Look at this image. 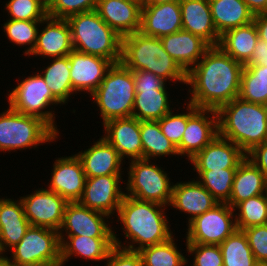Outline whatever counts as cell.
Instances as JSON below:
<instances>
[{
  "label": "cell",
  "mask_w": 267,
  "mask_h": 266,
  "mask_svg": "<svg viewBox=\"0 0 267 266\" xmlns=\"http://www.w3.org/2000/svg\"><path fill=\"white\" fill-rule=\"evenodd\" d=\"M238 97L252 103L267 104V66L244 65Z\"/></svg>",
  "instance_id": "cell-35"
},
{
  "label": "cell",
  "mask_w": 267,
  "mask_h": 266,
  "mask_svg": "<svg viewBox=\"0 0 267 266\" xmlns=\"http://www.w3.org/2000/svg\"><path fill=\"white\" fill-rule=\"evenodd\" d=\"M135 95L131 70L118 62L112 64L101 84L89 96L99 107L104 124L111 119L132 117Z\"/></svg>",
  "instance_id": "cell-6"
},
{
  "label": "cell",
  "mask_w": 267,
  "mask_h": 266,
  "mask_svg": "<svg viewBox=\"0 0 267 266\" xmlns=\"http://www.w3.org/2000/svg\"><path fill=\"white\" fill-rule=\"evenodd\" d=\"M40 25L41 21L8 19L3 25V30L10 43H14L19 47L28 46L24 51V56H29L36 45Z\"/></svg>",
  "instance_id": "cell-40"
},
{
  "label": "cell",
  "mask_w": 267,
  "mask_h": 266,
  "mask_svg": "<svg viewBox=\"0 0 267 266\" xmlns=\"http://www.w3.org/2000/svg\"><path fill=\"white\" fill-rule=\"evenodd\" d=\"M5 256L6 254L4 255L0 249V263H3L5 261Z\"/></svg>",
  "instance_id": "cell-53"
},
{
  "label": "cell",
  "mask_w": 267,
  "mask_h": 266,
  "mask_svg": "<svg viewBox=\"0 0 267 266\" xmlns=\"http://www.w3.org/2000/svg\"><path fill=\"white\" fill-rule=\"evenodd\" d=\"M42 1L48 4L50 0H42Z\"/></svg>",
  "instance_id": "cell-55"
},
{
  "label": "cell",
  "mask_w": 267,
  "mask_h": 266,
  "mask_svg": "<svg viewBox=\"0 0 267 266\" xmlns=\"http://www.w3.org/2000/svg\"><path fill=\"white\" fill-rule=\"evenodd\" d=\"M180 30H182L180 1L142 5L140 32L143 35L161 38Z\"/></svg>",
  "instance_id": "cell-22"
},
{
  "label": "cell",
  "mask_w": 267,
  "mask_h": 266,
  "mask_svg": "<svg viewBox=\"0 0 267 266\" xmlns=\"http://www.w3.org/2000/svg\"><path fill=\"white\" fill-rule=\"evenodd\" d=\"M48 190L59 194L68 202H76L82 197L86 175L76 154L57 158L51 169Z\"/></svg>",
  "instance_id": "cell-17"
},
{
  "label": "cell",
  "mask_w": 267,
  "mask_h": 266,
  "mask_svg": "<svg viewBox=\"0 0 267 266\" xmlns=\"http://www.w3.org/2000/svg\"><path fill=\"white\" fill-rule=\"evenodd\" d=\"M254 14L267 13V0H243Z\"/></svg>",
  "instance_id": "cell-51"
},
{
  "label": "cell",
  "mask_w": 267,
  "mask_h": 266,
  "mask_svg": "<svg viewBox=\"0 0 267 266\" xmlns=\"http://www.w3.org/2000/svg\"><path fill=\"white\" fill-rule=\"evenodd\" d=\"M223 266H257L243 230L236 229L220 245Z\"/></svg>",
  "instance_id": "cell-36"
},
{
  "label": "cell",
  "mask_w": 267,
  "mask_h": 266,
  "mask_svg": "<svg viewBox=\"0 0 267 266\" xmlns=\"http://www.w3.org/2000/svg\"><path fill=\"white\" fill-rule=\"evenodd\" d=\"M53 59V60H52ZM50 64L40 69V75L43 77L46 85L49 87L52 95L62 104L69 101L68 99L75 94L70 79V62L69 57L51 58ZM42 71V72H41ZM72 95V96H71Z\"/></svg>",
  "instance_id": "cell-33"
},
{
  "label": "cell",
  "mask_w": 267,
  "mask_h": 266,
  "mask_svg": "<svg viewBox=\"0 0 267 266\" xmlns=\"http://www.w3.org/2000/svg\"><path fill=\"white\" fill-rule=\"evenodd\" d=\"M166 207L156 202L141 201L125 195L116 216L117 221L123 225L121 228L125 238L130 241L126 239L125 245L113 231L114 246L140 251L144 247L168 241L174 235L164 210Z\"/></svg>",
  "instance_id": "cell-2"
},
{
  "label": "cell",
  "mask_w": 267,
  "mask_h": 266,
  "mask_svg": "<svg viewBox=\"0 0 267 266\" xmlns=\"http://www.w3.org/2000/svg\"><path fill=\"white\" fill-rule=\"evenodd\" d=\"M186 251L193 255L191 266H223V256L219 245L186 243Z\"/></svg>",
  "instance_id": "cell-43"
},
{
  "label": "cell",
  "mask_w": 267,
  "mask_h": 266,
  "mask_svg": "<svg viewBox=\"0 0 267 266\" xmlns=\"http://www.w3.org/2000/svg\"><path fill=\"white\" fill-rule=\"evenodd\" d=\"M68 57L71 85L75 93L86 91L91 95L101 84L113 64L111 60L81 53L74 49L68 54Z\"/></svg>",
  "instance_id": "cell-16"
},
{
  "label": "cell",
  "mask_w": 267,
  "mask_h": 266,
  "mask_svg": "<svg viewBox=\"0 0 267 266\" xmlns=\"http://www.w3.org/2000/svg\"><path fill=\"white\" fill-rule=\"evenodd\" d=\"M105 266H143V260L138 251L114 246L107 257Z\"/></svg>",
  "instance_id": "cell-46"
},
{
  "label": "cell",
  "mask_w": 267,
  "mask_h": 266,
  "mask_svg": "<svg viewBox=\"0 0 267 266\" xmlns=\"http://www.w3.org/2000/svg\"><path fill=\"white\" fill-rule=\"evenodd\" d=\"M243 69L242 63L219 46H211L186 73V86L191 87L187 102L197 108L218 110L238 97Z\"/></svg>",
  "instance_id": "cell-1"
},
{
  "label": "cell",
  "mask_w": 267,
  "mask_h": 266,
  "mask_svg": "<svg viewBox=\"0 0 267 266\" xmlns=\"http://www.w3.org/2000/svg\"><path fill=\"white\" fill-rule=\"evenodd\" d=\"M10 253L12 259L5 256L9 266H61L59 232L30 225Z\"/></svg>",
  "instance_id": "cell-8"
},
{
  "label": "cell",
  "mask_w": 267,
  "mask_h": 266,
  "mask_svg": "<svg viewBox=\"0 0 267 266\" xmlns=\"http://www.w3.org/2000/svg\"><path fill=\"white\" fill-rule=\"evenodd\" d=\"M98 0H50L47 16L67 19L72 15L96 10Z\"/></svg>",
  "instance_id": "cell-42"
},
{
  "label": "cell",
  "mask_w": 267,
  "mask_h": 266,
  "mask_svg": "<svg viewBox=\"0 0 267 266\" xmlns=\"http://www.w3.org/2000/svg\"><path fill=\"white\" fill-rule=\"evenodd\" d=\"M122 175H103L86 178L79 203L89 209L102 212L109 217L117 214L125 192L122 191Z\"/></svg>",
  "instance_id": "cell-15"
},
{
  "label": "cell",
  "mask_w": 267,
  "mask_h": 266,
  "mask_svg": "<svg viewBox=\"0 0 267 266\" xmlns=\"http://www.w3.org/2000/svg\"><path fill=\"white\" fill-rule=\"evenodd\" d=\"M140 137L143 147V159L152 160L166 156H179L177 148L162 133L158 121H140Z\"/></svg>",
  "instance_id": "cell-34"
},
{
  "label": "cell",
  "mask_w": 267,
  "mask_h": 266,
  "mask_svg": "<svg viewBox=\"0 0 267 266\" xmlns=\"http://www.w3.org/2000/svg\"><path fill=\"white\" fill-rule=\"evenodd\" d=\"M258 40V30L252 21L247 25L225 31L220 35L218 46L234 60L245 65L251 59Z\"/></svg>",
  "instance_id": "cell-30"
},
{
  "label": "cell",
  "mask_w": 267,
  "mask_h": 266,
  "mask_svg": "<svg viewBox=\"0 0 267 266\" xmlns=\"http://www.w3.org/2000/svg\"><path fill=\"white\" fill-rule=\"evenodd\" d=\"M59 240L61 266H64L72 256L91 261H106L110 250L114 247L113 238H93L77 235L59 237Z\"/></svg>",
  "instance_id": "cell-28"
},
{
  "label": "cell",
  "mask_w": 267,
  "mask_h": 266,
  "mask_svg": "<svg viewBox=\"0 0 267 266\" xmlns=\"http://www.w3.org/2000/svg\"><path fill=\"white\" fill-rule=\"evenodd\" d=\"M29 227L21 199L0 198V249L3 254L21 241Z\"/></svg>",
  "instance_id": "cell-26"
},
{
  "label": "cell",
  "mask_w": 267,
  "mask_h": 266,
  "mask_svg": "<svg viewBox=\"0 0 267 266\" xmlns=\"http://www.w3.org/2000/svg\"><path fill=\"white\" fill-rule=\"evenodd\" d=\"M246 154L219 134L190 160L194 171L237 169Z\"/></svg>",
  "instance_id": "cell-18"
},
{
  "label": "cell",
  "mask_w": 267,
  "mask_h": 266,
  "mask_svg": "<svg viewBox=\"0 0 267 266\" xmlns=\"http://www.w3.org/2000/svg\"><path fill=\"white\" fill-rule=\"evenodd\" d=\"M185 104L188 110L187 127L177 150L179 156H187L188 161L219 134V128L217 110L197 108L189 102Z\"/></svg>",
  "instance_id": "cell-12"
},
{
  "label": "cell",
  "mask_w": 267,
  "mask_h": 266,
  "mask_svg": "<svg viewBox=\"0 0 267 266\" xmlns=\"http://www.w3.org/2000/svg\"><path fill=\"white\" fill-rule=\"evenodd\" d=\"M42 25L43 28L38 30L36 45L29 56H43V59L67 56L73 50L71 30L67 20L46 16L41 21Z\"/></svg>",
  "instance_id": "cell-21"
},
{
  "label": "cell",
  "mask_w": 267,
  "mask_h": 266,
  "mask_svg": "<svg viewBox=\"0 0 267 266\" xmlns=\"http://www.w3.org/2000/svg\"><path fill=\"white\" fill-rule=\"evenodd\" d=\"M235 172L236 169L196 171V179L218 203H226L232 192Z\"/></svg>",
  "instance_id": "cell-39"
},
{
  "label": "cell",
  "mask_w": 267,
  "mask_h": 266,
  "mask_svg": "<svg viewBox=\"0 0 267 266\" xmlns=\"http://www.w3.org/2000/svg\"><path fill=\"white\" fill-rule=\"evenodd\" d=\"M235 222L238 230L251 226L267 224L266 193L243 200L234 207ZM238 211V213H236Z\"/></svg>",
  "instance_id": "cell-38"
},
{
  "label": "cell",
  "mask_w": 267,
  "mask_h": 266,
  "mask_svg": "<svg viewBox=\"0 0 267 266\" xmlns=\"http://www.w3.org/2000/svg\"><path fill=\"white\" fill-rule=\"evenodd\" d=\"M5 5L9 19L42 21L47 16V4L42 0H8Z\"/></svg>",
  "instance_id": "cell-41"
},
{
  "label": "cell",
  "mask_w": 267,
  "mask_h": 266,
  "mask_svg": "<svg viewBox=\"0 0 267 266\" xmlns=\"http://www.w3.org/2000/svg\"><path fill=\"white\" fill-rule=\"evenodd\" d=\"M131 72L135 82V90H166L168 88L167 81L152 72L144 70H131Z\"/></svg>",
  "instance_id": "cell-47"
},
{
  "label": "cell",
  "mask_w": 267,
  "mask_h": 266,
  "mask_svg": "<svg viewBox=\"0 0 267 266\" xmlns=\"http://www.w3.org/2000/svg\"><path fill=\"white\" fill-rule=\"evenodd\" d=\"M66 20L74 50L113 63L121 62L122 37L100 18L96 10L75 14Z\"/></svg>",
  "instance_id": "cell-5"
},
{
  "label": "cell",
  "mask_w": 267,
  "mask_h": 266,
  "mask_svg": "<svg viewBox=\"0 0 267 266\" xmlns=\"http://www.w3.org/2000/svg\"><path fill=\"white\" fill-rule=\"evenodd\" d=\"M182 30L198 35L211 46H218L220 35L217 33L209 0H180Z\"/></svg>",
  "instance_id": "cell-27"
},
{
  "label": "cell",
  "mask_w": 267,
  "mask_h": 266,
  "mask_svg": "<svg viewBox=\"0 0 267 266\" xmlns=\"http://www.w3.org/2000/svg\"><path fill=\"white\" fill-rule=\"evenodd\" d=\"M165 51L187 73L203 57L211 45L198 35L180 30L160 38Z\"/></svg>",
  "instance_id": "cell-25"
},
{
  "label": "cell",
  "mask_w": 267,
  "mask_h": 266,
  "mask_svg": "<svg viewBox=\"0 0 267 266\" xmlns=\"http://www.w3.org/2000/svg\"><path fill=\"white\" fill-rule=\"evenodd\" d=\"M58 135L41 119L8 108L0 113V151L33 149L52 143Z\"/></svg>",
  "instance_id": "cell-7"
},
{
  "label": "cell",
  "mask_w": 267,
  "mask_h": 266,
  "mask_svg": "<svg viewBox=\"0 0 267 266\" xmlns=\"http://www.w3.org/2000/svg\"><path fill=\"white\" fill-rule=\"evenodd\" d=\"M246 158L259 168L267 181V141L254 146L246 153Z\"/></svg>",
  "instance_id": "cell-48"
},
{
  "label": "cell",
  "mask_w": 267,
  "mask_h": 266,
  "mask_svg": "<svg viewBox=\"0 0 267 266\" xmlns=\"http://www.w3.org/2000/svg\"><path fill=\"white\" fill-rule=\"evenodd\" d=\"M257 266H267V264H258Z\"/></svg>",
  "instance_id": "cell-56"
},
{
  "label": "cell",
  "mask_w": 267,
  "mask_h": 266,
  "mask_svg": "<svg viewBox=\"0 0 267 266\" xmlns=\"http://www.w3.org/2000/svg\"><path fill=\"white\" fill-rule=\"evenodd\" d=\"M234 208L218 203L188 224L186 243L220 245L237 228Z\"/></svg>",
  "instance_id": "cell-11"
},
{
  "label": "cell",
  "mask_w": 267,
  "mask_h": 266,
  "mask_svg": "<svg viewBox=\"0 0 267 266\" xmlns=\"http://www.w3.org/2000/svg\"><path fill=\"white\" fill-rule=\"evenodd\" d=\"M102 135L124 160L143 159V147L140 137V121L135 117L115 118L102 124Z\"/></svg>",
  "instance_id": "cell-19"
},
{
  "label": "cell",
  "mask_w": 267,
  "mask_h": 266,
  "mask_svg": "<svg viewBox=\"0 0 267 266\" xmlns=\"http://www.w3.org/2000/svg\"><path fill=\"white\" fill-rule=\"evenodd\" d=\"M217 200L197 181L177 182L172 187L170 207L188 214L187 225L217 205Z\"/></svg>",
  "instance_id": "cell-24"
},
{
  "label": "cell",
  "mask_w": 267,
  "mask_h": 266,
  "mask_svg": "<svg viewBox=\"0 0 267 266\" xmlns=\"http://www.w3.org/2000/svg\"><path fill=\"white\" fill-rule=\"evenodd\" d=\"M245 65L267 66V43L259 39L253 50L251 59Z\"/></svg>",
  "instance_id": "cell-49"
},
{
  "label": "cell",
  "mask_w": 267,
  "mask_h": 266,
  "mask_svg": "<svg viewBox=\"0 0 267 266\" xmlns=\"http://www.w3.org/2000/svg\"><path fill=\"white\" fill-rule=\"evenodd\" d=\"M77 157L81 161L86 178L103 175H122L123 159L118 151L102 136L90 148L79 151Z\"/></svg>",
  "instance_id": "cell-23"
},
{
  "label": "cell",
  "mask_w": 267,
  "mask_h": 266,
  "mask_svg": "<svg viewBox=\"0 0 267 266\" xmlns=\"http://www.w3.org/2000/svg\"><path fill=\"white\" fill-rule=\"evenodd\" d=\"M109 218L108 215L89 209L78 201L68 202L64 211L62 226L58 231L59 237L79 235L93 238H113L112 229L114 227L109 226Z\"/></svg>",
  "instance_id": "cell-13"
},
{
  "label": "cell",
  "mask_w": 267,
  "mask_h": 266,
  "mask_svg": "<svg viewBox=\"0 0 267 266\" xmlns=\"http://www.w3.org/2000/svg\"><path fill=\"white\" fill-rule=\"evenodd\" d=\"M258 264H267V224L243 229Z\"/></svg>",
  "instance_id": "cell-45"
},
{
  "label": "cell",
  "mask_w": 267,
  "mask_h": 266,
  "mask_svg": "<svg viewBox=\"0 0 267 266\" xmlns=\"http://www.w3.org/2000/svg\"><path fill=\"white\" fill-rule=\"evenodd\" d=\"M219 135L236 144L245 154L267 141V107L240 99L218 110Z\"/></svg>",
  "instance_id": "cell-3"
},
{
  "label": "cell",
  "mask_w": 267,
  "mask_h": 266,
  "mask_svg": "<svg viewBox=\"0 0 267 266\" xmlns=\"http://www.w3.org/2000/svg\"><path fill=\"white\" fill-rule=\"evenodd\" d=\"M174 239L173 236L166 242L147 246L138 251L143 266H187L188 258L178 249Z\"/></svg>",
  "instance_id": "cell-37"
},
{
  "label": "cell",
  "mask_w": 267,
  "mask_h": 266,
  "mask_svg": "<svg viewBox=\"0 0 267 266\" xmlns=\"http://www.w3.org/2000/svg\"><path fill=\"white\" fill-rule=\"evenodd\" d=\"M121 62L130 70L152 72L169 84H186V72L165 51L161 39L140 31L122 37Z\"/></svg>",
  "instance_id": "cell-4"
},
{
  "label": "cell",
  "mask_w": 267,
  "mask_h": 266,
  "mask_svg": "<svg viewBox=\"0 0 267 266\" xmlns=\"http://www.w3.org/2000/svg\"><path fill=\"white\" fill-rule=\"evenodd\" d=\"M266 182V178L259 168L245 158L236 169L232 192L226 203L234 208L243 200L265 194Z\"/></svg>",
  "instance_id": "cell-29"
},
{
  "label": "cell",
  "mask_w": 267,
  "mask_h": 266,
  "mask_svg": "<svg viewBox=\"0 0 267 266\" xmlns=\"http://www.w3.org/2000/svg\"><path fill=\"white\" fill-rule=\"evenodd\" d=\"M173 1H180V0H141L142 5H158V4H163V3L173 2Z\"/></svg>",
  "instance_id": "cell-52"
},
{
  "label": "cell",
  "mask_w": 267,
  "mask_h": 266,
  "mask_svg": "<svg viewBox=\"0 0 267 266\" xmlns=\"http://www.w3.org/2000/svg\"><path fill=\"white\" fill-rule=\"evenodd\" d=\"M209 5L219 35L232 28L247 25L254 18L243 0H209Z\"/></svg>",
  "instance_id": "cell-31"
},
{
  "label": "cell",
  "mask_w": 267,
  "mask_h": 266,
  "mask_svg": "<svg viewBox=\"0 0 267 266\" xmlns=\"http://www.w3.org/2000/svg\"><path fill=\"white\" fill-rule=\"evenodd\" d=\"M253 21L257 27L259 39L267 43V13L254 15Z\"/></svg>",
  "instance_id": "cell-50"
},
{
  "label": "cell",
  "mask_w": 267,
  "mask_h": 266,
  "mask_svg": "<svg viewBox=\"0 0 267 266\" xmlns=\"http://www.w3.org/2000/svg\"><path fill=\"white\" fill-rule=\"evenodd\" d=\"M131 161V162H130ZM129 161L125 195L141 201H152L169 206L172 199L173 182L160 165L151 160ZM160 166V167H159Z\"/></svg>",
  "instance_id": "cell-9"
},
{
  "label": "cell",
  "mask_w": 267,
  "mask_h": 266,
  "mask_svg": "<svg viewBox=\"0 0 267 266\" xmlns=\"http://www.w3.org/2000/svg\"><path fill=\"white\" fill-rule=\"evenodd\" d=\"M172 109L168 114L158 120L162 133L174 144L177 148L182 140L183 132L187 127L188 111L178 113Z\"/></svg>",
  "instance_id": "cell-44"
},
{
  "label": "cell",
  "mask_w": 267,
  "mask_h": 266,
  "mask_svg": "<svg viewBox=\"0 0 267 266\" xmlns=\"http://www.w3.org/2000/svg\"><path fill=\"white\" fill-rule=\"evenodd\" d=\"M7 95L8 107L22 114L41 119L59 136V129L55 124V113L49 109L51 105L59 104L61 106L62 104L52 95L39 72L23 78Z\"/></svg>",
  "instance_id": "cell-10"
},
{
  "label": "cell",
  "mask_w": 267,
  "mask_h": 266,
  "mask_svg": "<svg viewBox=\"0 0 267 266\" xmlns=\"http://www.w3.org/2000/svg\"><path fill=\"white\" fill-rule=\"evenodd\" d=\"M132 117L139 121H158L171 110L167 90H135Z\"/></svg>",
  "instance_id": "cell-32"
},
{
  "label": "cell",
  "mask_w": 267,
  "mask_h": 266,
  "mask_svg": "<svg viewBox=\"0 0 267 266\" xmlns=\"http://www.w3.org/2000/svg\"><path fill=\"white\" fill-rule=\"evenodd\" d=\"M19 198L31 226L60 230L68 203L65 198L46 188H38L33 193Z\"/></svg>",
  "instance_id": "cell-14"
},
{
  "label": "cell",
  "mask_w": 267,
  "mask_h": 266,
  "mask_svg": "<svg viewBox=\"0 0 267 266\" xmlns=\"http://www.w3.org/2000/svg\"><path fill=\"white\" fill-rule=\"evenodd\" d=\"M141 0H98L100 18L118 35L124 37L141 28Z\"/></svg>",
  "instance_id": "cell-20"
},
{
  "label": "cell",
  "mask_w": 267,
  "mask_h": 266,
  "mask_svg": "<svg viewBox=\"0 0 267 266\" xmlns=\"http://www.w3.org/2000/svg\"><path fill=\"white\" fill-rule=\"evenodd\" d=\"M0 266H6V262L0 263Z\"/></svg>",
  "instance_id": "cell-54"
}]
</instances>
